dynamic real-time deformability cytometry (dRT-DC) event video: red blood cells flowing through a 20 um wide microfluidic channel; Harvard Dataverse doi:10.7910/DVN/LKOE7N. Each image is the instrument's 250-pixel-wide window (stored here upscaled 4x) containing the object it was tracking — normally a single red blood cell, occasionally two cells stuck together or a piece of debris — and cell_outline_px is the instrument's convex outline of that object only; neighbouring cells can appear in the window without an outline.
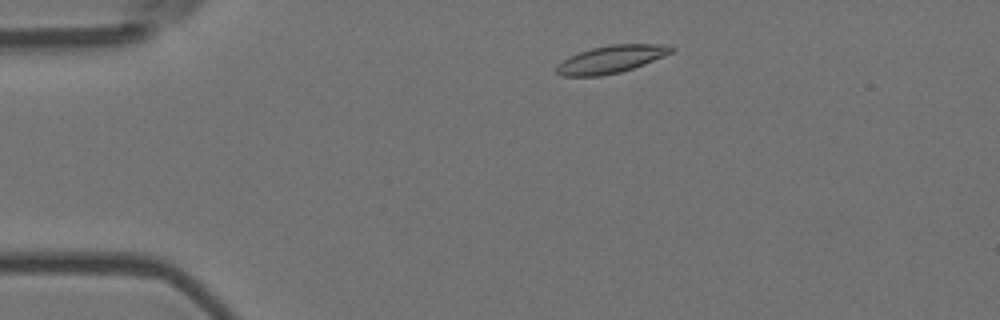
{"species": "Egyptian fruit bat (a non-hibernating species)", "species_latin": "Rousettus aegyptiacus", "temperature_condition": "room temperature", "stored_images_in_passage": 50, "camera_frame_rate_fps": 3000, "um_per_image_px": 0.085, "animal": {"sex": "female"}, "frame": {"image": 1, "passage_image": 5, "time_ms": 1.333, "image_size_px": [1000, 320], "cell_outline_px": [[676, 48], [672, 52], [664, 56], [644, 64], [620, 72], [600, 76], [564, 76], [556, 72], [556, 68], [568, 56], [592, 48], [612, 44], [664, 44]], "centroid_in_image_um": [51.97, 5.03], "position_along_channel_um": 33.0, "area_um2": 18.21}}
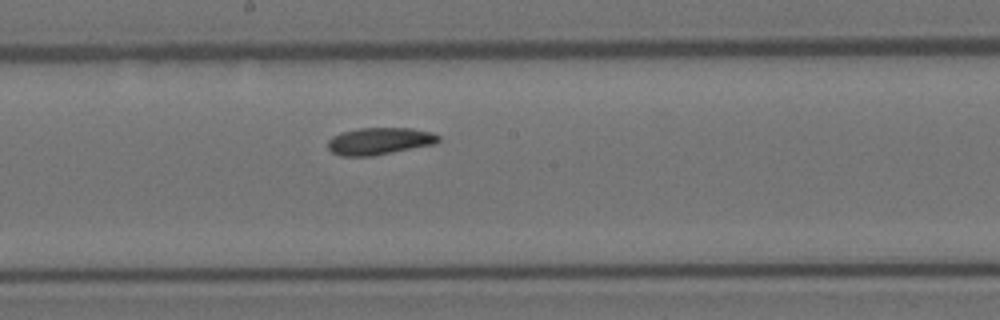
{"frame": {"image": 2, "passage_image": 24, "time_ms": 7.667, "image_size_px": [1000, 320], "cell_outline_px": [[440, 140], [436, 144], [372, 156], [340, 156], [332, 152], [328, 148], [328, 140], [332, 136], [340, 132], [360, 128], [412, 128], [432, 132], [440, 136]], "centroid_in_image_um": [32.26, 11.99], "position_along_channel_um": 215.9, "area_um2": 17.63}}
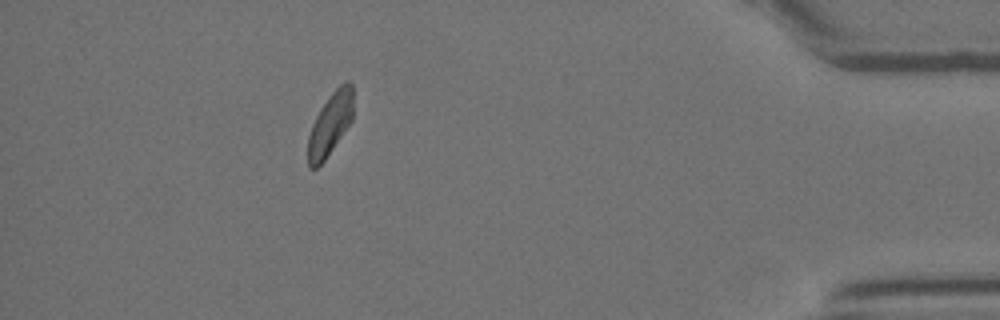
{"frame": {"image": 3, "passage_image": 44, "time_ms": 14.333, "image_size_px": [1000, 320], "cell_outline_px": [[352, 120], [324, 160], [316, 168], [308, 168], [308, 136], [312, 124], [320, 108], [328, 96], [340, 84], [348, 80], [352, 84]], "centroid_in_image_um": [28.05, 10.52], "position_along_channel_um": 407.2, "area_um2": 16.24}, "authors_computed_cell_mechanics": {"area_um2": 17.629, "velocity_mm_per_s": 3.6327, "shape_relaxation_time_tau1_ms": 6.3474, "shape_relaxation_time_tau2_ms": null, "deformation_change_tau1": 0.1232, "deformation_change_tau2": null}}